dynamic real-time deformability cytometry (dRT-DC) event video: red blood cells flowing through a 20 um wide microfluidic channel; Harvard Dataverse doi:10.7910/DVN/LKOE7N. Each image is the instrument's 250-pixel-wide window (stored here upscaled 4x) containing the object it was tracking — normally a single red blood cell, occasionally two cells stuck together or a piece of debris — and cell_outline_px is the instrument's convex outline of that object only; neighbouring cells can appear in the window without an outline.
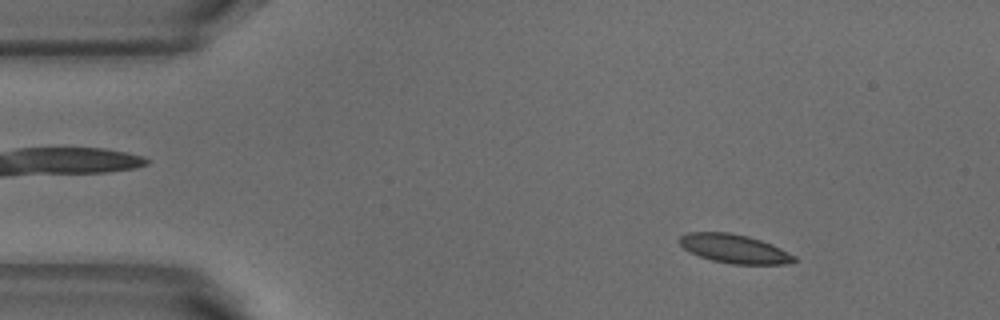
{"species": "common noctule bat (a hibernating species)", "species_latin": "Nyctalus noctula", "temperature_condition": "warm", "stored_images_in_passage": 52, "camera_frame_rate_fps": 3000, "um_per_image_px": 0.085, "animal": {"sex": "male", "body_mass_g": 18.8}, "frame": {"image": 1, "passage_image": 6, "time_ms": 1.667, "image_size_px": [1000, 320], "cell_outline_px": [[796, 260], [784, 264], [732, 264], [712, 260], [700, 256], [684, 248], [680, 244], [680, 236], [688, 232], [728, 232], [748, 236], [772, 244], [796, 256]], "centroid_in_image_um": [62.43, 21.13], "position_along_channel_um": 22.6, "area_um2": 19.02}}
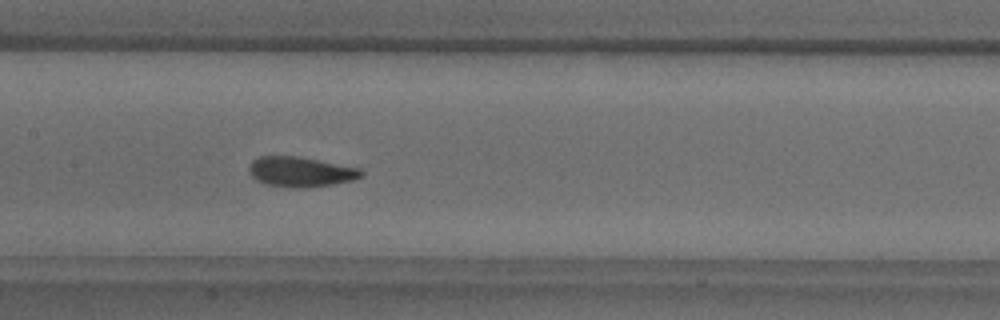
{"frame": {"image": 2, "passage_image": 24, "time_ms": 7.667, "image_size_px": [1000, 320], "cell_outline_px": [[364, 176], [352, 180], [332, 184], [304, 188], [292, 188], [264, 184], [256, 180], [248, 172], [248, 164], [252, 160], [260, 156], [296, 156], [360, 168], [364, 172]], "centroid_in_image_um": [25.52, 14.61], "position_along_channel_um": 181.9, "area_um2": 19.77}}
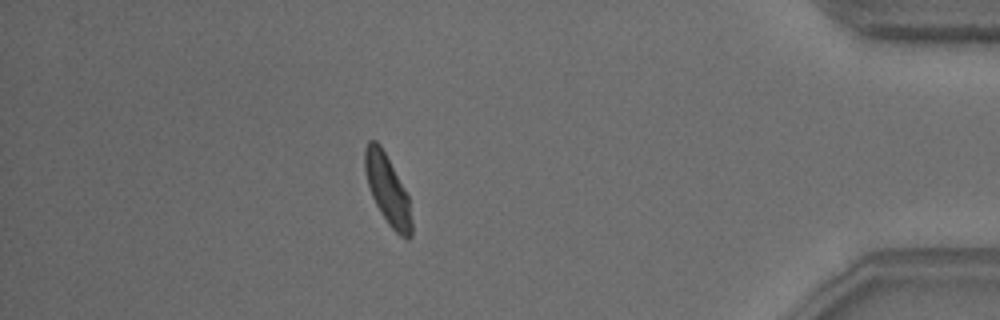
{"frame": {"image": 3, "passage_image": 45, "time_ms": 14.667, "image_size_px": [1000, 320], "cell_outline_px": [[412, 236], [408, 240], [400, 236], [388, 224], [380, 212], [372, 196], [368, 184], [364, 168], [364, 148], [368, 140], [376, 140], [380, 144], [404, 188], [408, 196], [412, 220]], "centroid_in_image_um": [32.94, 16.14], "position_along_channel_um": 402.3, "area_um2": 18.84}, "authors_computed_cell_mechanics": {"area_um2": 19.1607, "velocity_mm_per_s": 3.7986, "shape_relaxation_time_tau1_ms": 3.7601, "shape_relaxation_time_tau2_ms": 0.8454, "deformation_change_tau1": 0.1281, "deformation_change_tau2": 0.054}}